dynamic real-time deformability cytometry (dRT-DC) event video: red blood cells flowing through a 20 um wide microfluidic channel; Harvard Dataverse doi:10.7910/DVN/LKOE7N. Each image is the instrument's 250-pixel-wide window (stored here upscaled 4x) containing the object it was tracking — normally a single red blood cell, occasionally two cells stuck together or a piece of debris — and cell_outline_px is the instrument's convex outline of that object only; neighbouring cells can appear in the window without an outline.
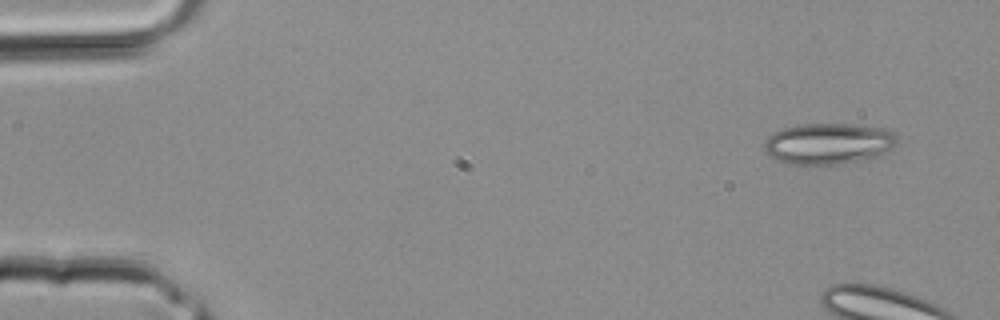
{"species": "common noctule bat (a hibernating species)", "species_latin": "Nyctalus noctula", "temperature_condition": "room temperature", "stored_images_in_passage": 3, "camera_frame_rate_fps": 3000, "um_per_image_px": 0.085, "animal": {"sex": "male", "body_mass_g": 20.4}, "frame": {"image": 1, "passage_image": 1, "time_ms": 0.0, "image_size_px": [1000, 320], "cell_outline_px": [[896, 144], [888, 152], [876, 160], [836, 164], [792, 164], [776, 160], [764, 152], [764, 140], [768, 136], [784, 128], [800, 124], [852, 124], [888, 128], [896, 136]], "centroid_in_image_um": [70.48, 12.22], "position_along_channel_um": 14.5, "area_um2": 32.48}}